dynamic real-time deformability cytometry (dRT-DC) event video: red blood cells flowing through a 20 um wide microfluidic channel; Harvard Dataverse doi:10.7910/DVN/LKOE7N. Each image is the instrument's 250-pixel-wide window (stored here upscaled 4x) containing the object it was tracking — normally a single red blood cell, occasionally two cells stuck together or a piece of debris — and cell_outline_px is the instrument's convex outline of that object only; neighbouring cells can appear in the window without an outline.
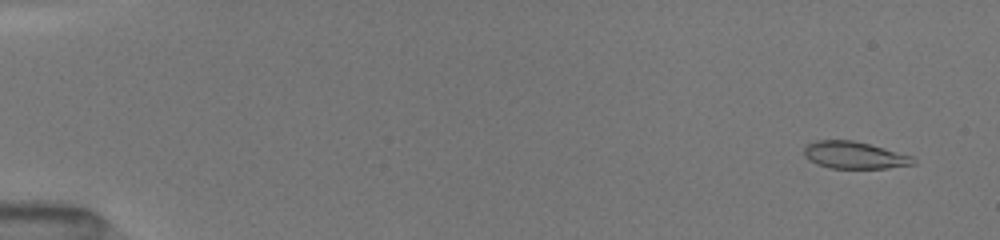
{"species": "common noctule bat (a hibernating species)", "species_latin": "Nyctalus noctula", "temperature_condition": "room temperature", "stored_images_in_passage": 11, "camera_frame_rate_fps": 3000, "um_per_image_px": 0.085, "animal": {"sex": "female", "body_mass_g": 19.5, "forearm_length_mm": 54.1}, "frame": {"image": 1, "passage_image": 4, "time_ms": 1.0, "image_size_px": [1000, 240], "cell_outline_px": [[916, 164], [884, 168], [828, 168], [804, 156], [804, 148], [808, 144], [816, 140], [852, 140], [868, 144], [912, 156], [916, 160]], "centroid_in_image_um": [72.63, 13.19], "position_along_channel_um": 12.4, "area_um2": 16.94}}